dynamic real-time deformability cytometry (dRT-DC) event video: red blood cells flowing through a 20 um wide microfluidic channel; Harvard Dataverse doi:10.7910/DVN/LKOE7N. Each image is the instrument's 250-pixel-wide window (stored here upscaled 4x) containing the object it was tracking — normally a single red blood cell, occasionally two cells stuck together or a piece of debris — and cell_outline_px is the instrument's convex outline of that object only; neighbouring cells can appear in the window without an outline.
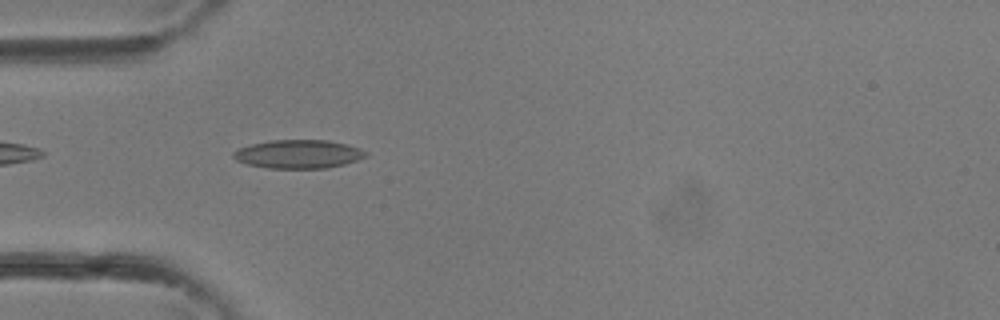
{"species": "common noctule bat (a hibernating species)", "species_latin": "Nyctalus noctula", "temperature_condition": "room temperature", "stored_images_in_passage": 36, "camera_frame_rate_fps": 3000, "um_per_image_px": 0.085, "animal": {"sex": "female"}, "frame": {"image": 1, "passage_image": 11, "time_ms": 3.333, "image_size_px": [1000, 320], "cell_outline_px": [[368, 156], [344, 164], [328, 168], [268, 168], [248, 164], [236, 160], [232, 156], [232, 152], [240, 148], [252, 144], [272, 140], [328, 140], [348, 144], [360, 148], [368, 152]], "centroid_in_image_um": [25.4, 13.09], "position_along_channel_um": 59.6, "area_um2": 22.02}}
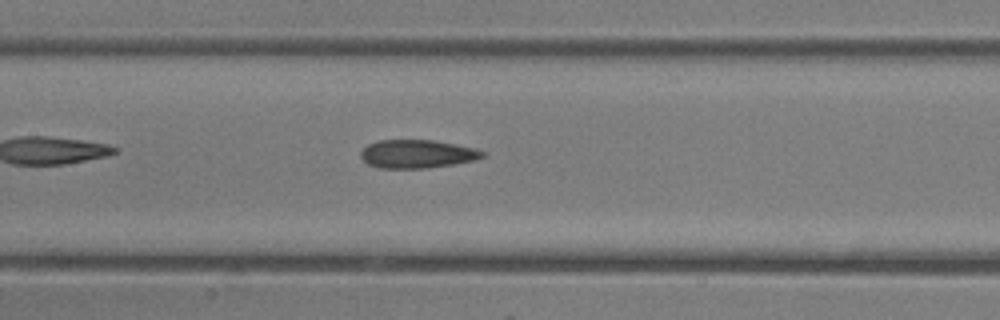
{"frame": {"image": 2, "passage_image": 17, "time_ms": 5.333, "image_size_px": [1000, 320], "cell_outline_px": [[484, 156], [476, 160], [428, 168], [380, 168], [368, 164], [360, 156], [360, 152], [368, 144], [376, 140], [432, 140], [476, 148], [484, 152]], "centroid_in_image_um": [35.44, 13.08], "position_along_channel_um": 172.0, "area_um2": 20.06}}
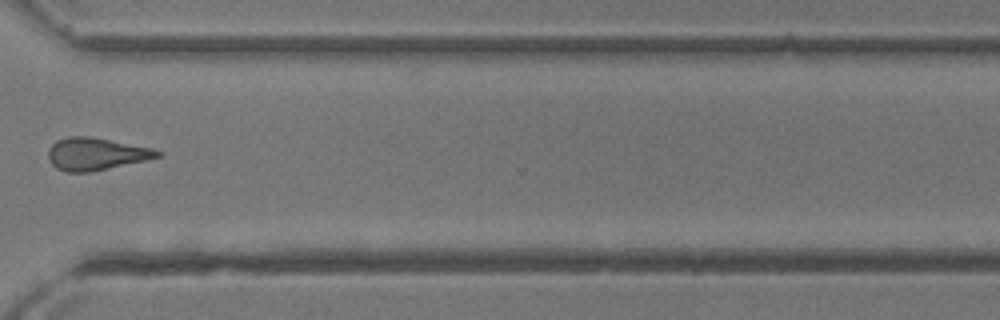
{"frame": {"image": 3, "passage_image": 27, "time_ms": 8.667, "image_size_px": [1000, 320], "cell_outline_px": [[164, 152], [160, 156], [144, 160], [108, 168], [88, 172], [64, 172], [56, 168], [52, 164], [48, 156], [48, 152], [52, 144], [56, 140], [68, 136], [88, 136], [152, 148]], "centroid_in_image_um": [8.12, 13.08], "position_along_channel_um": 362.5, "area_um2": 20.35}}